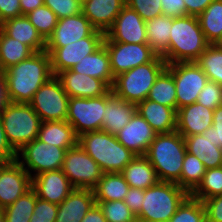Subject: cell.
Returning <instances> with one entry per match:
<instances>
[{"label": "cell", "instance_id": "1", "mask_svg": "<svg viewBox=\"0 0 222 222\" xmlns=\"http://www.w3.org/2000/svg\"><path fill=\"white\" fill-rule=\"evenodd\" d=\"M3 73L9 102L24 104H29L36 91L54 76L46 51L35 52Z\"/></svg>", "mask_w": 222, "mask_h": 222}, {"label": "cell", "instance_id": "2", "mask_svg": "<svg viewBox=\"0 0 222 222\" xmlns=\"http://www.w3.org/2000/svg\"><path fill=\"white\" fill-rule=\"evenodd\" d=\"M209 45L198 17H176L170 29L168 52L163 59L167 64L196 62Z\"/></svg>", "mask_w": 222, "mask_h": 222}, {"label": "cell", "instance_id": "3", "mask_svg": "<svg viewBox=\"0 0 222 222\" xmlns=\"http://www.w3.org/2000/svg\"><path fill=\"white\" fill-rule=\"evenodd\" d=\"M186 152L185 139L176 130L157 134L144 156L156 170L160 181L176 183L181 176Z\"/></svg>", "mask_w": 222, "mask_h": 222}, {"label": "cell", "instance_id": "4", "mask_svg": "<svg viewBox=\"0 0 222 222\" xmlns=\"http://www.w3.org/2000/svg\"><path fill=\"white\" fill-rule=\"evenodd\" d=\"M78 144L95 160L103 173H120L136 157L117 140L116 135L103 130L81 134L78 136Z\"/></svg>", "mask_w": 222, "mask_h": 222}, {"label": "cell", "instance_id": "5", "mask_svg": "<svg viewBox=\"0 0 222 222\" xmlns=\"http://www.w3.org/2000/svg\"><path fill=\"white\" fill-rule=\"evenodd\" d=\"M166 67L165 60L156 56L151 62L117 75L111 87L112 93L137 105L148 97L151 87Z\"/></svg>", "mask_w": 222, "mask_h": 222}, {"label": "cell", "instance_id": "6", "mask_svg": "<svg viewBox=\"0 0 222 222\" xmlns=\"http://www.w3.org/2000/svg\"><path fill=\"white\" fill-rule=\"evenodd\" d=\"M190 194L174 182L159 181L145 189L141 212L136 216L142 222H168L177 208Z\"/></svg>", "mask_w": 222, "mask_h": 222}, {"label": "cell", "instance_id": "7", "mask_svg": "<svg viewBox=\"0 0 222 222\" xmlns=\"http://www.w3.org/2000/svg\"><path fill=\"white\" fill-rule=\"evenodd\" d=\"M0 116L7 141L16 152L38 138L42 121L30 104L8 102Z\"/></svg>", "mask_w": 222, "mask_h": 222}, {"label": "cell", "instance_id": "8", "mask_svg": "<svg viewBox=\"0 0 222 222\" xmlns=\"http://www.w3.org/2000/svg\"><path fill=\"white\" fill-rule=\"evenodd\" d=\"M67 150L36 138L17 152L16 161L32 178L45 171L62 169Z\"/></svg>", "mask_w": 222, "mask_h": 222}, {"label": "cell", "instance_id": "9", "mask_svg": "<svg viewBox=\"0 0 222 222\" xmlns=\"http://www.w3.org/2000/svg\"><path fill=\"white\" fill-rule=\"evenodd\" d=\"M69 96L56 76L51 77L34 94L29 103L42 122L66 120Z\"/></svg>", "mask_w": 222, "mask_h": 222}, {"label": "cell", "instance_id": "10", "mask_svg": "<svg viewBox=\"0 0 222 222\" xmlns=\"http://www.w3.org/2000/svg\"><path fill=\"white\" fill-rule=\"evenodd\" d=\"M62 171L74 188L93 189L103 172L93 158L79 144L65 153Z\"/></svg>", "mask_w": 222, "mask_h": 222}, {"label": "cell", "instance_id": "11", "mask_svg": "<svg viewBox=\"0 0 222 222\" xmlns=\"http://www.w3.org/2000/svg\"><path fill=\"white\" fill-rule=\"evenodd\" d=\"M175 81L177 111L179 108L193 104L198 94L209 81L204 71L196 62H178L166 67Z\"/></svg>", "mask_w": 222, "mask_h": 222}, {"label": "cell", "instance_id": "12", "mask_svg": "<svg viewBox=\"0 0 222 222\" xmlns=\"http://www.w3.org/2000/svg\"><path fill=\"white\" fill-rule=\"evenodd\" d=\"M105 95L97 98L70 97L66 121L77 136L102 129Z\"/></svg>", "mask_w": 222, "mask_h": 222}, {"label": "cell", "instance_id": "13", "mask_svg": "<svg viewBox=\"0 0 222 222\" xmlns=\"http://www.w3.org/2000/svg\"><path fill=\"white\" fill-rule=\"evenodd\" d=\"M105 33L95 30L89 37L82 38L59 48H45L50 55L51 70L54 76L58 73L71 69L82 61L85 56L91 55L98 50L104 42Z\"/></svg>", "mask_w": 222, "mask_h": 222}, {"label": "cell", "instance_id": "14", "mask_svg": "<svg viewBox=\"0 0 222 222\" xmlns=\"http://www.w3.org/2000/svg\"><path fill=\"white\" fill-rule=\"evenodd\" d=\"M114 77L139 65L151 62L157 55L148 44L103 42Z\"/></svg>", "mask_w": 222, "mask_h": 222}, {"label": "cell", "instance_id": "15", "mask_svg": "<svg viewBox=\"0 0 222 222\" xmlns=\"http://www.w3.org/2000/svg\"><path fill=\"white\" fill-rule=\"evenodd\" d=\"M104 42L147 44L146 22L135 10L125 5L105 33Z\"/></svg>", "mask_w": 222, "mask_h": 222}, {"label": "cell", "instance_id": "16", "mask_svg": "<svg viewBox=\"0 0 222 222\" xmlns=\"http://www.w3.org/2000/svg\"><path fill=\"white\" fill-rule=\"evenodd\" d=\"M32 187V178L16 161L0 165V209L13 204Z\"/></svg>", "mask_w": 222, "mask_h": 222}, {"label": "cell", "instance_id": "17", "mask_svg": "<svg viewBox=\"0 0 222 222\" xmlns=\"http://www.w3.org/2000/svg\"><path fill=\"white\" fill-rule=\"evenodd\" d=\"M96 29L82 14L58 19L52 34L46 40L45 48H59L89 37Z\"/></svg>", "mask_w": 222, "mask_h": 222}, {"label": "cell", "instance_id": "18", "mask_svg": "<svg viewBox=\"0 0 222 222\" xmlns=\"http://www.w3.org/2000/svg\"><path fill=\"white\" fill-rule=\"evenodd\" d=\"M31 188L37 197L55 204H61L75 189L62 169L45 171L32 177Z\"/></svg>", "mask_w": 222, "mask_h": 222}, {"label": "cell", "instance_id": "19", "mask_svg": "<svg viewBox=\"0 0 222 222\" xmlns=\"http://www.w3.org/2000/svg\"><path fill=\"white\" fill-rule=\"evenodd\" d=\"M157 133L136 111L130 121L116 134L117 140L136 155H145Z\"/></svg>", "mask_w": 222, "mask_h": 222}, {"label": "cell", "instance_id": "20", "mask_svg": "<svg viewBox=\"0 0 222 222\" xmlns=\"http://www.w3.org/2000/svg\"><path fill=\"white\" fill-rule=\"evenodd\" d=\"M69 97L97 98L105 95L110 88L100 79L71 71L56 75Z\"/></svg>", "mask_w": 222, "mask_h": 222}, {"label": "cell", "instance_id": "21", "mask_svg": "<svg viewBox=\"0 0 222 222\" xmlns=\"http://www.w3.org/2000/svg\"><path fill=\"white\" fill-rule=\"evenodd\" d=\"M214 110L201 104L193 103L177 111V131L183 136L203 134L212 127Z\"/></svg>", "mask_w": 222, "mask_h": 222}, {"label": "cell", "instance_id": "22", "mask_svg": "<svg viewBox=\"0 0 222 222\" xmlns=\"http://www.w3.org/2000/svg\"><path fill=\"white\" fill-rule=\"evenodd\" d=\"M126 0H88L81 7V13L99 31L106 33L114 24Z\"/></svg>", "mask_w": 222, "mask_h": 222}, {"label": "cell", "instance_id": "23", "mask_svg": "<svg viewBox=\"0 0 222 222\" xmlns=\"http://www.w3.org/2000/svg\"><path fill=\"white\" fill-rule=\"evenodd\" d=\"M136 112V105L115 96L110 89L105 94V111L102 119V129L116 135Z\"/></svg>", "mask_w": 222, "mask_h": 222}, {"label": "cell", "instance_id": "24", "mask_svg": "<svg viewBox=\"0 0 222 222\" xmlns=\"http://www.w3.org/2000/svg\"><path fill=\"white\" fill-rule=\"evenodd\" d=\"M95 204L93 190L75 188L58 204L56 222H81Z\"/></svg>", "mask_w": 222, "mask_h": 222}, {"label": "cell", "instance_id": "25", "mask_svg": "<svg viewBox=\"0 0 222 222\" xmlns=\"http://www.w3.org/2000/svg\"><path fill=\"white\" fill-rule=\"evenodd\" d=\"M136 111L151 125L157 134L171 133L177 129V111L149 99L136 105Z\"/></svg>", "mask_w": 222, "mask_h": 222}, {"label": "cell", "instance_id": "26", "mask_svg": "<svg viewBox=\"0 0 222 222\" xmlns=\"http://www.w3.org/2000/svg\"><path fill=\"white\" fill-rule=\"evenodd\" d=\"M0 29L9 37L27 45L34 52L45 51L46 40L36 30L26 15L6 20Z\"/></svg>", "mask_w": 222, "mask_h": 222}, {"label": "cell", "instance_id": "27", "mask_svg": "<svg viewBox=\"0 0 222 222\" xmlns=\"http://www.w3.org/2000/svg\"><path fill=\"white\" fill-rule=\"evenodd\" d=\"M73 72L84 74L102 80L110 89L114 83V75L110 66V59L103 44L91 55L85 56L82 61L70 69Z\"/></svg>", "mask_w": 222, "mask_h": 222}, {"label": "cell", "instance_id": "28", "mask_svg": "<svg viewBox=\"0 0 222 222\" xmlns=\"http://www.w3.org/2000/svg\"><path fill=\"white\" fill-rule=\"evenodd\" d=\"M120 173L130 188L145 190L160 181L156 170L144 155H136Z\"/></svg>", "mask_w": 222, "mask_h": 222}, {"label": "cell", "instance_id": "29", "mask_svg": "<svg viewBox=\"0 0 222 222\" xmlns=\"http://www.w3.org/2000/svg\"><path fill=\"white\" fill-rule=\"evenodd\" d=\"M38 139L63 149H70L78 144V136L66 120L41 122Z\"/></svg>", "mask_w": 222, "mask_h": 222}, {"label": "cell", "instance_id": "30", "mask_svg": "<svg viewBox=\"0 0 222 222\" xmlns=\"http://www.w3.org/2000/svg\"><path fill=\"white\" fill-rule=\"evenodd\" d=\"M187 152L195 155L206 169L222 167V148L210 142L207 133L184 137Z\"/></svg>", "mask_w": 222, "mask_h": 222}, {"label": "cell", "instance_id": "31", "mask_svg": "<svg viewBox=\"0 0 222 222\" xmlns=\"http://www.w3.org/2000/svg\"><path fill=\"white\" fill-rule=\"evenodd\" d=\"M173 20L174 17L161 15L146 21L147 44L157 56L162 58L168 52Z\"/></svg>", "mask_w": 222, "mask_h": 222}, {"label": "cell", "instance_id": "32", "mask_svg": "<svg viewBox=\"0 0 222 222\" xmlns=\"http://www.w3.org/2000/svg\"><path fill=\"white\" fill-rule=\"evenodd\" d=\"M130 186L121 173H103L92 189L95 201L124 200Z\"/></svg>", "mask_w": 222, "mask_h": 222}, {"label": "cell", "instance_id": "33", "mask_svg": "<svg viewBox=\"0 0 222 222\" xmlns=\"http://www.w3.org/2000/svg\"><path fill=\"white\" fill-rule=\"evenodd\" d=\"M200 27L209 44L222 43V0H214L199 16Z\"/></svg>", "mask_w": 222, "mask_h": 222}, {"label": "cell", "instance_id": "34", "mask_svg": "<svg viewBox=\"0 0 222 222\" xmlns=\"http://www.w3.org/2000/svg\"><path fill=\"white\" fill-rule=\"evenodd\" d=\"M35 52L27 45L7 36L0 29V69L6 71Z\"/></svg>", "mask_w": 222, "mask_h": 222}, {"label": "cell", "instance_id": "35", "mask_svg": "<svg viewBox=\"0 0 222 222\" xmlns=\"http://www.w3.org/2000/svg\"><path fill=\"white\" fill-rule=\"evenodd\" d=\"M147 99L177 111L176 87L173 75L165 68L151 87Z\"/></svg>", "mask_w": 222, "mask_h": 222}, {"label": "cell", "instance_id": "36", "mask_svg": "<svg viewBox=\"0 0 222 222\" xmlns=\"http://www.w3.org/2000/svg\"><path fill=\"white\" fill-rule=\"evenodd\" d=\"M196 63L204 71L208 80L222 85V46L210 44L200 55Z\"/></svg>", "mask_w": 222, "mask_h": 222}, {"label": "cell", "instance_id": "37", "mask_svg": "<svg viewBox=\"0 0 222 222\" xmlns=\"http://www.w3.org/2000/svg\"><path fill=\"white\" fill-rule=\"evenodd\" d=\"M205 171L204 164L195 155L186 152L181 176L176 184L190 194L202 181Z\"/></svg>", "mask_w": 222, "mask_h": 222}, {"label": "cell", "instance_id": "38", "mask_svg": "<svg viewBox=\"0 0 222 222\" xmlns=\"http://www.w3.org/2000/svg\"><path fill=\"white\" fill-rule=\"evenodd\" d=\"M37 195L31 188L13 204L3 208L6 222H29L34 212Z\"/></svg>", "mask_w": 222, "mask_h": 222}, {"label": "cell", "instance_id": "39", "mask_svg": "<svg viewBox=\"0 0 222 222\" xmlns=\"http://www.w3.org/2000/svg\"><path fill=\"white\" fill-rule=\"evenodd\" d=\"M222 194V167L206 169L202 181L190 193V196L198 199L205 200L217 195Z\"/></svg>", "mask_w": 222, "mask_h": 222}, {"label": "cell", "instance_id": "40", "mask_svg": "<svg viewBox=\"0 0 222 222\" xmlns=\"http://www.w3.org/2000/svg\"><path fill=\"white\" fill-rule=\"evenodd\" d=\"M168 222H206L203 202L189 195Z\"/></svg>", "mask_w": 222, "mask_h": 222}, {"label": "cell", "instance_id": "41", "mask_svg": "<svg viewBox=\"0 0 222 222\" xmlns=\"http://www.w3.org/2000/svg\"><path fill=\"white\" fill-rule=\"evenodd\" d=\"M26 16L45 40L52 34L58 22L57 15L46 5L30 11Z\"/></svg>", "mask_w": 222, "mask_h": 222}, {"label": "cell", "instance_id": "42", "mask_svg": "<svg viewBox=\"0 0 222 222\" xmlns=\"http://www.w3.org/2000/svg\"><path fill=\"white\" fill-rule=\"evenodd\" d=\"M107 222H135L136 215L122 200L95 201Z\"/></svg>", "mask_w": 222, "mask_h": 222}, {"label": "cell", "instance_id": "43", "mask_svg": "<svg viewBox=\"0 0 222 222\" xmlns=\"http://www.w3.org/2000/svg\"><path fill=\"white\" fill-rule=\"evenodd\" d=\"M126 5L135 10L145 22L163 15L160 0H126Z\"/></svg>", "mask_w": 222, "mask_h": 222}, {"label": "cell", "instance_id": "44", "mask_svg": "<svg viewBox=\"0 0 222 222\" xmlns=\"http://www.w3.org/2000/svg\"><path fill=\"white\" fill-rule=\"evenodd\" d=\"M196 103L213 110L222 106V85L209 80L198 94Z\"/></svg>", "mask_w": 222, "mask_h": 222}, {"label": "cell", "instance_id": "45", "mask_svg": "<svg viewBox=\"0 0 222 222\" xmlns=\"http://www.w3.org/2000/svg\"><path fill=\"white\" fill-rule=\"evenodd\" d=\"M58 204L37 197L34 212L29 222H56Z\"/></svg>", "mask_w": 222, "mask_h": 222}, {"label": "cell", "instance_id": "46", "mask_svg": "<svg viewBox=\"0 0 222 222\" xmlns=\"http://www.w3.org/2000/svg\"><path fill=\"white\" fill-rule=\"evenodd\" d=\"M44 5L50 8L58 19L81 13V7L75 0H44Z\"/></svg>", "mask_w": 222, "mask_h": 222}, {"label": "cell", "instance_id": "47", "mask_svg": "<svg viewBox=\"0 0 222 222\" xmlns=\"http://www.w3.org/2000/svg\"><path fill=\"white\" fill-rule=\"evenodd\" d=\"M210 142L222 148V106L217 107L213 113V124L205 130Z\"/></svg>", "mask_w": 222, "mask_h": 222}, {"label": "cell", "instance_id": "48", "mask_svg": "<svg viewBox=\"0 0 222 222\" xmlns=\"http://www.w3.org/2000/svg\"><path fill=\"white\" fill-rule=\"evenodd\" d=\"M202 202L206 212V222H222V194Z\"/></svg>", "mask_w": 222, "mask_h": 222}, {"label": "cell", "instance_id": "49", "mask_svg": "<svg viewBox=\"0 0 222 222\" xmlns=\"http://www.w3.org/2000/svg\"><path fill=\"white\" fill-rule=\"evenodd\" d=\"M21 15L20 0H0V24Z\"/></svg>", "mask_w": 222, "mask_h": 222}, {"label": "cell", "instance_id": "50", "mask_svg": "<svg viewBox=\"0 0 222 222\" xmlns=\"http://www.w3.org/2000/svg\"><path fill=\"white\" fill-rule=\"evenodd\" d=\"M145 197V190L138 188H129L128 193L123 200L128 208L137 216L141 212L142 201Z\"/></svg>", "mask_w": 222, "mask_h": 222}, {"label": "cell", "instance_id": "51", "mask_svg": "<svg viewBox=\"0 0 222 222\" xmlns=\"http://www.w3.org/2000/svg\"><path fill=\"white\" fill-rule=\"evenodd\" d=\"M160 2L163 15L174 18L187 16L184 0H160Z\"/></svg>", "mask_w": 222, "mask_h": 222}, {"label": "cell", "instance_id": "52", "mask_svg": "<svg viewBox=\"0 0 222 222\" xmlns=\"http://www.w3.org/2000/svg\"><path fill=\"white\" fill-rule=\"evenodd\" d=\"M17 152L10 146L7 141L3 128V122L0 116V162L8 163L16 160Z\"/></svg>", "mask_w": 222, "mask_h": 222}, {"label": "cell", "instance_id": "53", "mask_svg": "<svg viewBox=\"0 0 222 222\" xmlns=\"http://www.w3.org/2000/svg\"><path fill=\"white\" fill-rule=\"evenodd\" d=\"M214 0H184L186 15L198 17Z\"/></svg>", "mask_w": 222, "mask_h": 222}, {"label": "cell", "instance_id": "54", "mask_svg": "<svg viewBox=\"0 0 222 222\" xmlns=\"http://www.w3.org/2000/svg\"><path fill=\"white\" fill-rule=\"evenodd\" d=\"M81 222H107L102 210L95 204L81 220Z\"/></svg>", "mask_w": 222, "mask_h": 222}, {"label": "cell", "instance_id": "55", "mask_svg": "<svg viewBox=\"0 0 222 222\" xmlns=\"http://www.w3.org/2000/svg\"><path fill=\"white\" fill-rule=\"evenodd\" d=\"M42 5H44V0H20L22 15H26Z\"/></svg>", "mask_w": 222, "mask_h": 222}, {"label": "cell", "instance_id": "56", "mask_svg": "<svg viewBox=\"0 0 222 222\" xmlns=\"http://www.w3.org/2000/svg\"><path fill=\"white\" fill-rule=\"evenodd\" d=\"M9 102L7 97V88H6V80L4 73H0V113L1 110L6 106Z\"/></svg>", "mask_w": 222, "mask_h": 222}, {"label": "cell", "instance_id": "57", "mask_svg": "<svg viewBox=\"0 0 222 222\" xmlns=\"http://www.w3.org/2000/svg\"><path fill=\"white\" fill-rule=\"evenodd\" d=\"M0 222H6V218L2 209H0Z\"/></svg>", "mask_w": 222, "mask_h": 222}, {"label": "cell", "instance_id": "58", "mask_svg": "<svg viewBox=\"0 0 222 222\" xmlns=\"http://www.w3.org/2000/svg\"><path fill=\"white\" fill-rule=\"evenodd\" d=\"M75 1L78 2L80 5H83L88 0H75Z\"/></svg>", "mask_w": 222, "mask_h": 222}]
</instances>
